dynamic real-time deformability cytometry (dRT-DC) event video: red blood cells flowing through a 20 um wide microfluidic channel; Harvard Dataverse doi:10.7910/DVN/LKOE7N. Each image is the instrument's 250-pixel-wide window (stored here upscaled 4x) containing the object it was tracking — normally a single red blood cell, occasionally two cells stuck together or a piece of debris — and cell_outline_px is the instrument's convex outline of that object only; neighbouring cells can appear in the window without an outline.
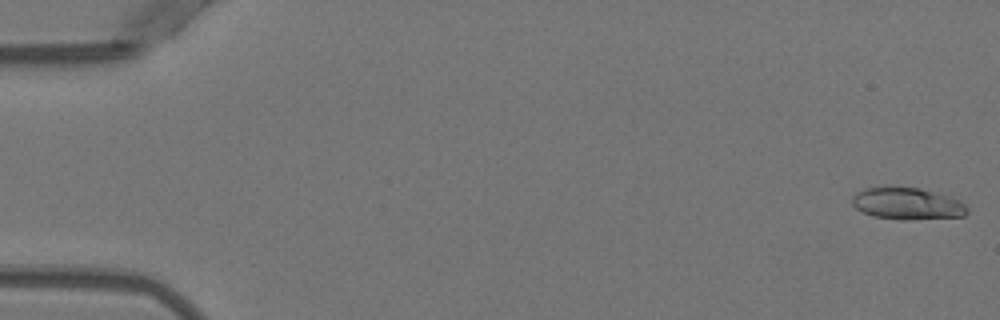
{"species": "Egyptian fruit bat (a non-hibernating species)", "species_latin": "Rousettus aegyptiacus", "temperature_condition": "warm", "stored_images_in_passage": 15, "camera_frame_rate_fps": 3000, "um_per_image_px": 0.085, "animal": {"sex": "female"}, "frame": {"image": 1, "passage_image": 1, "time_ms": 0.0, "image_size_px": [1000, 320], "cell_outline_px": [[968, 212], [964, 216], [904, 220], [872, 216], [856, 208], [852, 204], [852, 196], [856, 192], [864, 188], [884, 184], [888, 184], [920, 188], [948, 196], [960, 200], [968, 208]], "centroid_in_image_um": [77.06, 17.26], "position_along_channel_um": 7.9, "area_um2": 21.96}}
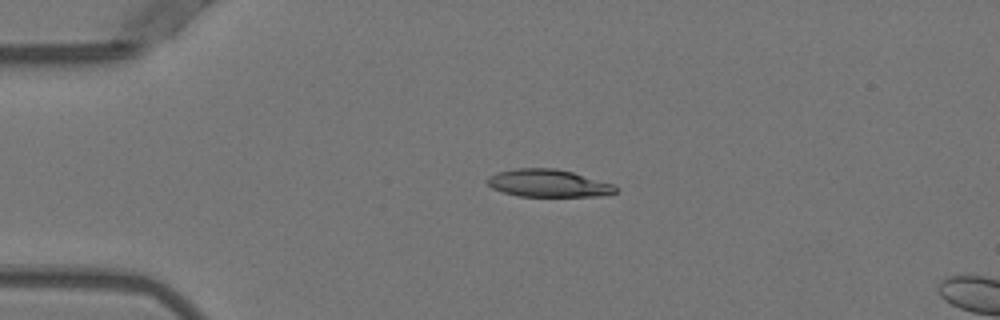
{"frame": {"image": 2, "passage_image": 12, "time_ms": 3.667, "image_size_px": [1000, 320], "cell_outline_px": [[616, 192], [600, 196], [520, 196], [504, 192], [492, 188], [484, 180], [488, 176], [496, 172], [512, 168], [556, 168], [572, 172], [612, 184], [616, 188]], "centroid_in_image_um": [46.53, 15.56], "position_along_channel_um": 38.5, "area_um2": 20.52}}